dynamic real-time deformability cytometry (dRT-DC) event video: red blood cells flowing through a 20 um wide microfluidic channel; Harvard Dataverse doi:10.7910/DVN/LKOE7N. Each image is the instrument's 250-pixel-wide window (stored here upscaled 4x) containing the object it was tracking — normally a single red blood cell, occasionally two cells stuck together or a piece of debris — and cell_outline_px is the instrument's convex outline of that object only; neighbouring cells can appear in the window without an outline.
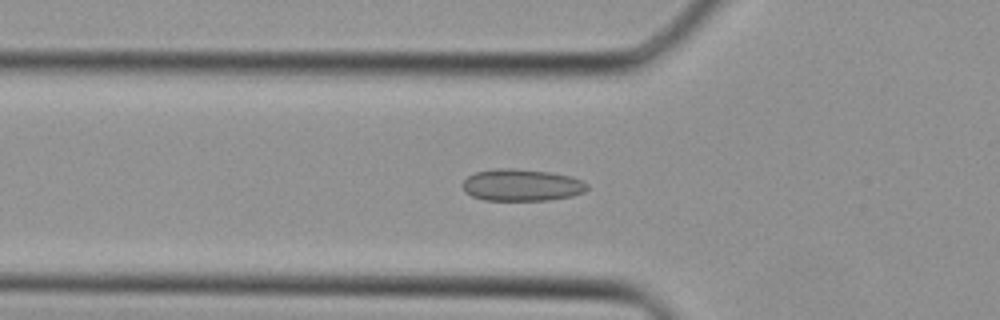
{"species": "Egyptian fruit bat (a non-hibernating species)", "species_latin": "Rousettus aegyptiacus", "temperature_condition": "cold", "stored_images_in_passage": 37, "camera_frame_rate_fps": 3000, "um_per_image_px": 0.085, "animal": {"sex": "female"}, "frame": {"image": 1, "passage_image": 11, "time_ms": 3.333, "image_size_px": [1000, 320], "cell_outline_px": [[588, 188], [584, 192], [572, 196], [548, 200], [484, 200], [472, 196], [464, 192], [460, 184], [468, 176], [476, 172], [492, 168], [516, 168], [552, 172], [572, 176], [588, 184]], "centroid_in_image_um": [44.32, 15.72], "position_along_channel_um": 81.5, "area_um2": 23.52}}
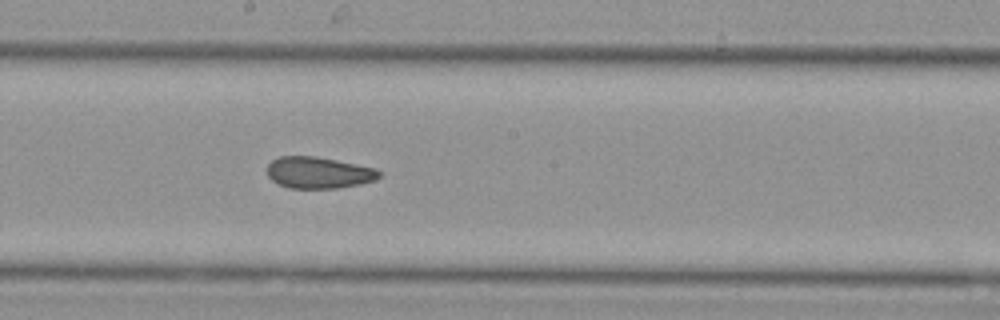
{"frame": {"image": 2, "passage_image": 19, "time_ms": 6.0, "image_size_px": [1000, 320], "cell_outline_px": [[380, 176], [376, 180], [360, 184], [336, 188], [288, 188], [272, 180], [268, 176], [268, 164], [272, 160], [280, 156], [316, 156], [336, 160], [372, 168], [380, 172]], "centroid_in_image_um": [27.05, 14.68], "position_along_channel_um": 221.1, "area_um2": 20.35}}
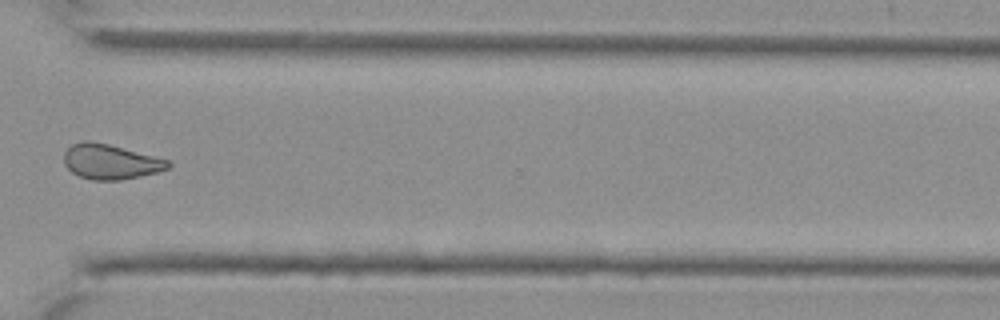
{"frame": {"image": 3, "passage_image": 27, "time_ms": 8.667, "image_size_px": [1000, 320], "cell_outline_px": [[172, 164], [168, 168], [156, 172], [140, 176], [120, 180], [92, 180], [80, 176], [72, 172], [64, 164], [64, 152], [72, 144], [84, 140], [92, 140], [172, 160]], "centroid_in_image_um": [9.4, 13.73], "position_along_channel_um": 361.2, "area_um2": 21.33}}